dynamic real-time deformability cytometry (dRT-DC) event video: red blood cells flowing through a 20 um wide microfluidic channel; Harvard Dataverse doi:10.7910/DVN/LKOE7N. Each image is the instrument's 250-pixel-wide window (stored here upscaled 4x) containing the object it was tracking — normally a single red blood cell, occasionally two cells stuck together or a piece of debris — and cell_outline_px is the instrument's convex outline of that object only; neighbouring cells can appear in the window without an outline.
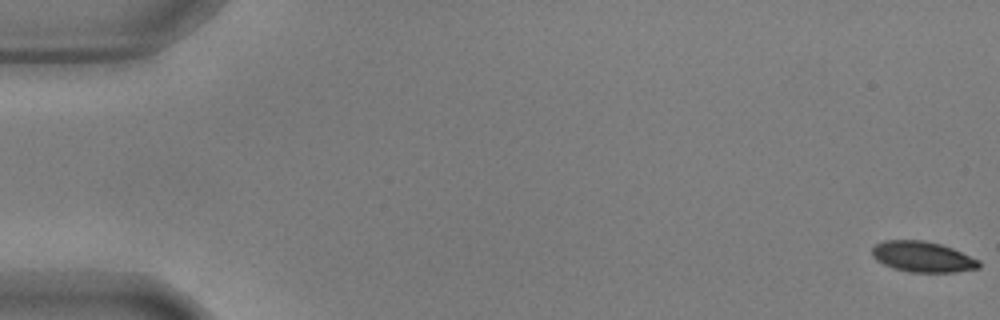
{"species": "common noctule bat (a hibernating species)", "species_latin": "Nyctalus noctula", "temperature_condition": "warm", "stored_images_in_passage": 15, "camera_frame_rate_fps": 3000, "um_per_image_px": 0.085, "animal": {"sex": "male", "body_mass_g": 17.9, "forearm_length_mm": 54.2}, "frame": {"image": 1, "passage_image": 1, "time_ms": 0.0, "image_size_px": [1000, 320], "cell_outline_px": [[980, 268], [956, 272], [908, 272], [892, 268], [876, 260], [872, 256], [872, 248], [876, 244], [884, 240], [920, 240], [940, 244], [952, 248], [980, 260]], "centroid_in_image_um": [78.42, 21.83], "position_along_channel_um": 6.6, "area_um2": 19.13}}
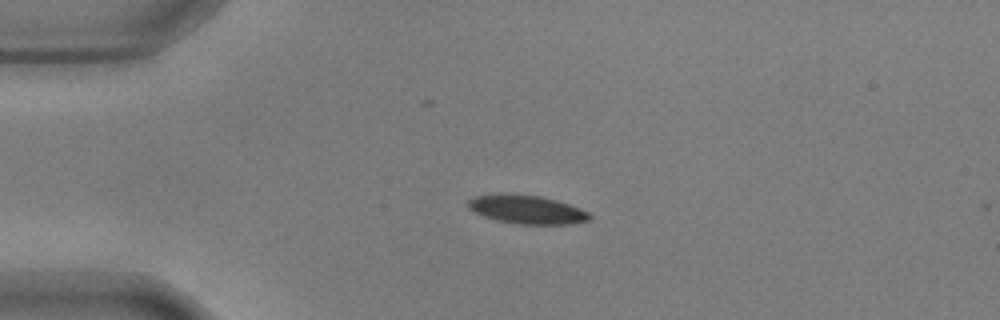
{"frame": {"image": 2, "passage_image": 14, "time_ms": 4.333, "image_size_px": [1000, 320], "cell_outline_px": [[592, 220], [572, 224], [516, 224], [496, 220], [484, 216], [468, 208], [468, 200], [476, 196], [540, 196], [556, 200], [580, 208], [588, 212], [592, 216]], "centroid_in_image_um": [44.88, 17.86], "position_along_channel_um": 40.1, "area_um2": 19.54}}